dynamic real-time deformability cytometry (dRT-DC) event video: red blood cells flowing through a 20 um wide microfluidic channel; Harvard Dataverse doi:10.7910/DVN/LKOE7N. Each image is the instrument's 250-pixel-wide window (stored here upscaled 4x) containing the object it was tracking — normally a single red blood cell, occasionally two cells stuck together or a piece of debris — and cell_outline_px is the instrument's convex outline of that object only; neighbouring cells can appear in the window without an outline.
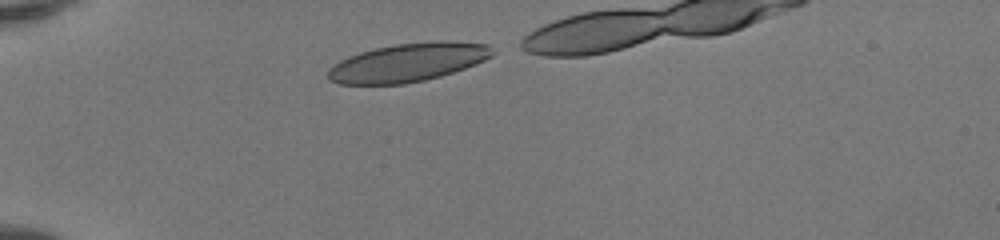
{"species": "human", "species_latin": "Homo sapiens", "temperature_condition": "room temperature", "stored_images_in_passage": 31, "camera_frame_rate_fps": 3000, "um_per_image_px": 0.085, "donor": {"sex": "female"}, "frame": {"image": 1, "passage_image": 1, "time_ms": 0.0, "image_size_px": [1000, 240], "cell_outline_px": [[496, 52], [492, 56], [476, 64], [440, 76], [424, 80], [404, 84], [340, 84], [328, 80], [328, 68], [332, 64], [348, 56], [360, 52], [376, 48], [396, 44], [440, 40], [448, 40], [488, 44]], "centroid_in_image_um": [34.68, 5.3], "position_along_channel_um": 50.3, "area_um2": 36.99}}
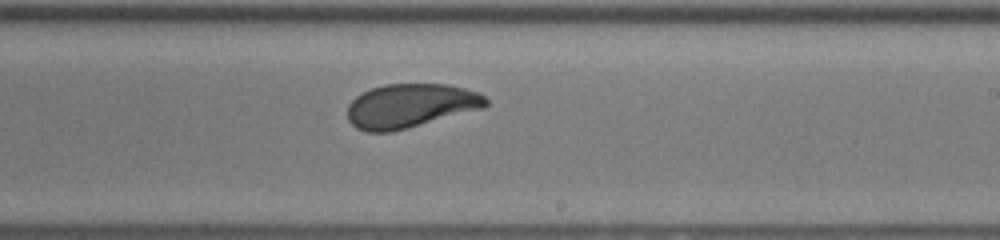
{"frame": {"image": 2, "passage_image": 18, "time_ms": 5.667, "image_size_px": [1000, 240], "cell_outline_px": [[488, 104], [484, 108], [408, 128], [392, 132], [368, 132], [356, 128], [348, 120], [348, 104], [356, 96], [372, 88], [384, 84], [448, 84], [480, 92], [488, 100]], "centroid_in_image_um": [34.9, 8.99], "position_along_channel_um": 254.1, "area_um2": 35.6}}
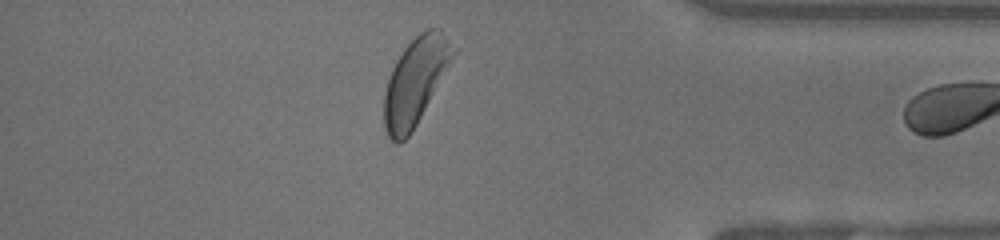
{"frame": {"image": 3, "passage_image": 30, "time_ms": 9.667, "image_size_px": [1000, 240], "cell_outline_px": [[456, 52], [412, 132], [400, 144], [396, 144], [388, 136], [384, 128], [384, 92], [392, 68], [396, 60], [404, 48], [420, 32], [428, 28], [440, 28]], "centroid_in_image_um": [35.27, 6.93], "position_along_channel_um": 399.9, "area_um2": 34.28}}